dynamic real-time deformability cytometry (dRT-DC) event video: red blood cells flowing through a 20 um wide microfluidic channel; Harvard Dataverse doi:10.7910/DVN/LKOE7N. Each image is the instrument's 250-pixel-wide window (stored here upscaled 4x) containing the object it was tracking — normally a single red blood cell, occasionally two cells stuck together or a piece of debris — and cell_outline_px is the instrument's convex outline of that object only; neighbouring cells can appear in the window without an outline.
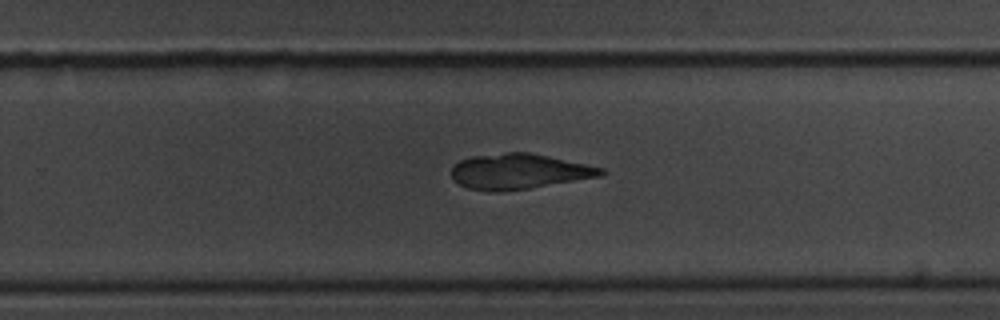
{"species": "common noctule bat (a hibernating species)", "species_latin": "Nyctalus noctula", "temperature_condition": "room temperature", "stored_images_in_passage": 36, "camera_frame_rate_fps": 3000, "um_per_image_px": 0.085, "animal": {"sex": "male", "body_mass_g": 20.1, "forearm_length_mm": 53.5}, "frame": {"image": 1, "passage_image": 23, "time_ms": 7.333, "image_size_px": [1000, 320], "cell_outline_px": [[608, 172], [600, 176], [532, 188], [500, 192], [496, 192], [468, 188], [452, 180], [452, 168], [460, 160], [472, 156], [504, 152], [528, 152], [548, 156], [604, 168]], "centroid_in_image_um": [44.11, 14.57], "position_along_channel_um": 285.7, "area_um2": 30.81}}
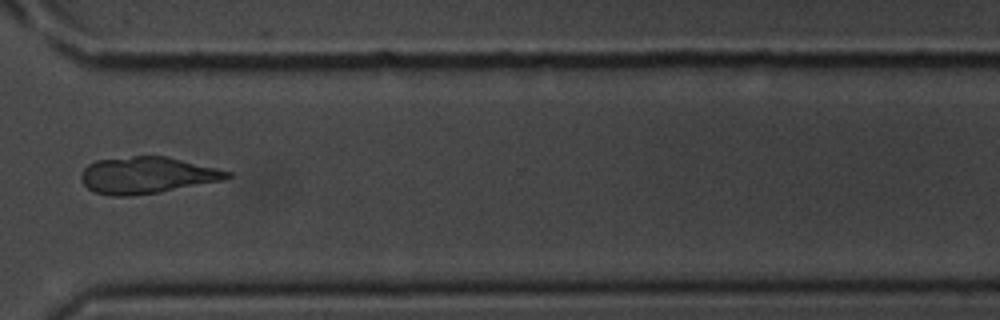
{"frame": {"image": 2, "passage_image": 27, "time_ms": 8.667, "image_size_px": [1000, 320], "cell_outline_px": [[236, 176], [224, 180], [160, 192], [132, 196], [112, 196], [92, 192], [84, 184], [80, 176], [80, 172], [88, 164], [96, 160], [132, 156], [168, 156], [232, 172]], "centroid_in_image_um": [12.5, 14.89], "position_along_channel_um": 358.1, "area_um2": 31.5}}
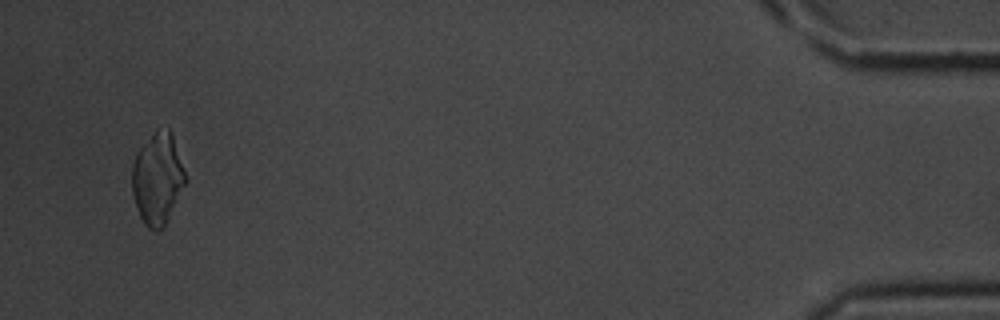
{"frame": {"image": 3, "passage_image": 35, "time_ms": 11.333, "image_size_px": [1000, 320], "cell_outline_px": [[188, 180], [164, 228], [156, 232], [152, 232], [144, 224], [136, 208], [132, 192], [132, 168], [136, 152], [156, 128], [168, 128], [172, 132]], "centroid_in_image_um": [13.41, 15.2], "position_along_channel_um": 421.8, "area_um2": 29.07}}